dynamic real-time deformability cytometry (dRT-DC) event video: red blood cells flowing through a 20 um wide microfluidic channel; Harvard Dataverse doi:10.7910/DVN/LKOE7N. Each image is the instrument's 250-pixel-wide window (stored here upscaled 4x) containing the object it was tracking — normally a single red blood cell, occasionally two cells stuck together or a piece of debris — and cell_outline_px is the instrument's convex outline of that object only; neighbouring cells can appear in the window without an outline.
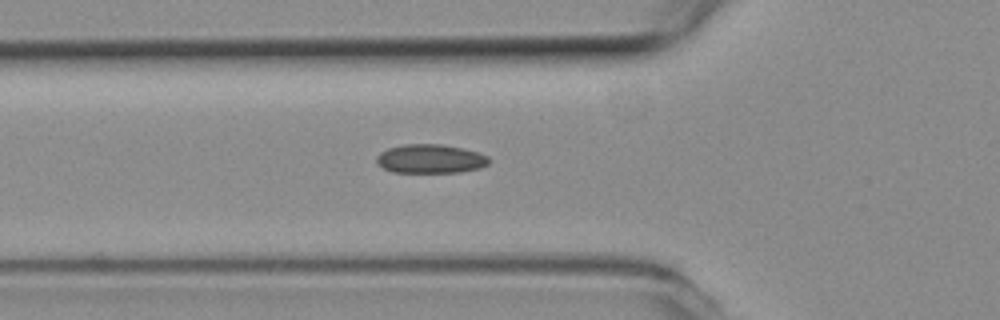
{"species": "common noctule bat (a hibernating species)", "species_latin": "Nyctalus noctula", "temperature_condition": "room temperature", "stored_images_in_passage": 37, "camera_frame_rate_fps": 3000, "um_per_image_px": 0.085, "animal": {"sex": "female", "body_mass_g": 19.3, "forearm_length_mm": 54.1}, "frame": {"image": 1, "passage_image": 11, "time_ms": 3.333, "image_size_px": [1000, 320], "cell_outline_px": [[488, 164], [480, 168], [460, 172], [392, 172], [376, 164], [376, 156], [380, 152], [388, 148], [404, 144], [440, 144], [464, 148], [488, 156]], "centroid_in_image_um": [36.55, 13.49], "position_along_channel_um": 89.2, "area_um2": 18.96}}
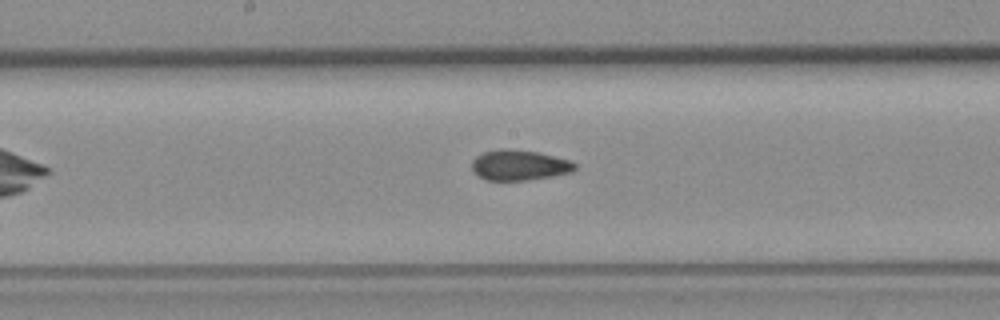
{"frame": {"image": 2, "passage_image": 20, "time_ms": 6.333, "image_size_px": [1000, 320], "cell_outline_px": [[576, 168], [572, 172], [552, 176], [528, 180], [488, 180], [472, 172], [472, 160], [476, 156], [484, 152], [500, 148], [508, 148], [536, 152], [568, 160], [576, 164]], "centroid_in_image_um": [44.11, 14.03], "position_along_channel_um": 204.1, "area_um2": 18.15}}
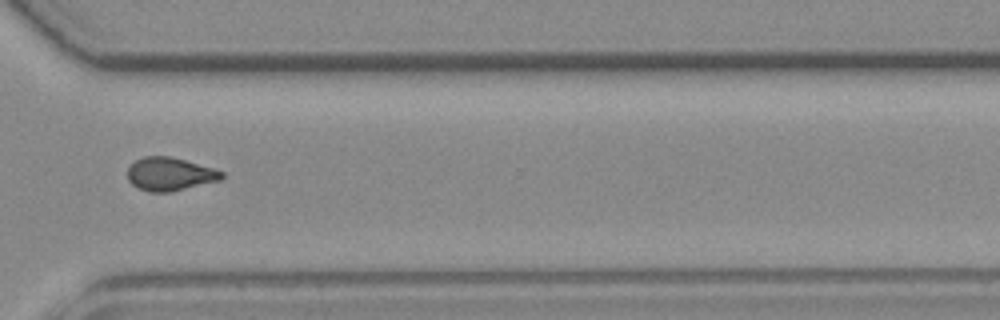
{"frame": {"image": 3, "passage_image": 32, "time_ms": 10.333, "image_size_px": [1000, 320], "cell_outline_px": [[224, 176], [220, 180], [172, 192], [148, 192], [136, 188], [128, 180], [128, 168], [136, 160], [144, 156], [168, 156], [184, 160], [212, 168], [224, 172]], "centroid_in_image_um": [14.42, 14.81], "position_along_channel_um": 356.2, "area_um2": 18.21}, "authors_computed_cell_mechanics": {"area_um2": 18.4382, "velocity_mm_per_s": 3.8047, "shape_relaxation_time_tau1_ms": null, "shape_relaxation_time_tau2_ms": 2.2075, "deformation_change_tau1": null, "deformation_change_tau2": 0.0733}}